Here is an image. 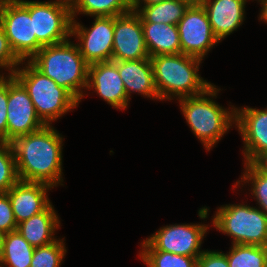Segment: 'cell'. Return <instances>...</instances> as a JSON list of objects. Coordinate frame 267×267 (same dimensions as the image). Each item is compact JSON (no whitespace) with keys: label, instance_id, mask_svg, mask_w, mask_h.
I'll return each instance as SVG.
<instances>
[{"label":"cell","instance_id":"9a60e30c","mask_svg":"<svg viewBox=\"0 0 267 267\" xmlns=\"http://www.w3.org/2000/svg\"><path fill=\"white\" fill-rule=\"evenodd\" d=\"M91 88L113 108L125 110L128 107L130 100L119 75L117 61L89 65L86 90H92Z\"/></svg>","mask_w":267,"mask_h":267},{"label":"cell","instance_id":"74e56055","mask_svg":"<svg viewBox=\"0 0 267 267\" xmlns=\"http://www.w3.org/2000/svg\"><path fill=\"white\" fill-rule=\"evenodd\" d=\"M18 0H0V4H3V3H10V2H16Z\"/></svg>","mask_w":267,"mask_h":267},{"label":"cell","instance_id":"7402d4cb","mask_svg":"<svg viewBox=\"0 0 267 267\" xmlns=\"http://www.w3.org/2000/svg\"><path fill=\"white\" fill-rule=\"evenodd\" d=\"M34 249L17 230L6 233L0 267H30Z\"/></svg>","mask_w":267,"mask_h":267},{"label":"cell","instance_id":"d6a6232c","mask_svg":"<svg viewBox=\"0 0 267 267\" xmlns=\"http://www.w3.org/2000/svg\"><path fill=\"white\" fill-rule=\"evenodd\" d=\"M251 164L261 173L267 175V151L258 155Z\"/></svg>","mask_w":267,"mask_h":267},{"label":"cell","instance_id":"5bb4252c","mask_svg":"<svg viewBox=\"0 0 267 267\" xmlns=\"http://www.w3.org/2000/svg\"><path fill=\"white\" fill-rule=\"evenodd\" d=\"M236 128L242 137L244 163L267 151V108H236Z\"/></svg>","mask_w":267,"mask_h":267},{"label":"cell","instance_id":"8d00e7d4","mask_svg":"<svg viewBox=\"0 0 267 267\" xmlns=\"http://www.w3.org/2000/svg\"><path fill=\"white\" fill-rule=\"evenodd\" d=\"M61 1L72 7L76 3L77 0H61Z\"/></svg>","mask_w":267,"mask_h":267},{"label":"cell","instance_id":"e575fe53","mask_svg":"<svg viewBox=\"0 0 267 267\" xmlns=\"http://www.w3.org/2000/svg\"><path fill=\"white\" fill-rule=\"evenodd\" d=\"M165 0H132L133 6H148L156 3L163 2Z\"/></svg>","mask_w":267,"mask_h":267},{"label":"cell","instance_id":"d590c367","mask_svg":"<svg viewBox=\"0 0 267 267\" xmlns=\"http://www.w3.org/2000/svg\"><path fill=\"white\" fill-rule=\"evenodd\" d=\"M4 237H5V233L0 231V255L2 252V248H3Z\"/></svg>","mask_w":267,"mask_h":267},{"label":"cell","instance_id":"52a82bcc","mask_svg":"<svg viewBox=\"0 0 267 267\" xmlns=\"http://www.w3.org/2000/svg\"><path fill=\"white\" fill-rule=\"evenodd\" d=\"M33 18V35L42 45L65 42L71 37V6L61 0L26 1L18 0Z\"/></svg>","mask_w":267,"mask_h":267},{"label":"cell","instance_id":"5b68a950","mask_svg":"<svg viewBox=\"0 0 267 267\" xmlns=\"http://www.w3.org/2000/svg\"><path fill=\"white\" fill-rule=\"evenodd\" d=\"M13 76L27 90L36 113L45 125L62 117L71 109L78 107L79 101L64 87L38 71L28 60L22 61Z\"/></svg>","mask_w":267,"mask_h":267},{"label":"cell","instance_id":"4fadbf2b","mask_svg":"<svg viewBox=\"0 0 267 267\" xmlns=\"http://www.w3.org/2000/svg\"><path fill=\"white\" fill-rule=\"evenodd\" d=\"M150 59L139 15L135 11L116 16L112 61Z\"/></svg>","mask_w":267,"mask_h":267},{"label":"cell","instance_id":"ba28073f","mask_svg":"<svg viewBox=\"0 0 267 267\" xmlns=\"http://www.w3.org/2000/svg\"><path fill=\"white\" fill-rule=\"evenodd\" d=\"M206 224H174L161 227L141 242L142 250H160L198 258L202 240L207 234Z\"/></svg>","mask_w":267,"mask_h":267},{"label":"cell","instance_id":"4dcf8cb0","mask_svg":"<svg viewBox=\"0 0 267 267\" xmlns=\"http://www.w3.org/2000/svg\"><path fill=\"white\" fill-rule=\"evenodd\" d=\"M8 75L0 80V141L7 142Z\"/></svg>","mask_w":267,"mask_h":267},{"label":"cell","instance_id":"7c38bea8","mask_svg":"<svg viewBox=\"0 0 267 267\" xmlns=\"http://www.w3.org/2000/svg\"><path fill=\"white\" fill-rule=\"evenodd\" d=\"M44 126L27 90L13 75H8L7 143Z\"/></svg>","mask_w":267,"mask_h":267},{"label":"cell","instance_id":"9c48e42d","mask_svg":"<svg viewBox=\"0 0 267 267\" xmlns=\"http://www.w3.org/2000/svg\"><path fill=\"white\" fill-rule=\"evenodd\" d=\"M0 25L21 61H29L43 47L33 35V18L19 1L0 4Z\"/></svg>","mask_w":267,"mask_h":267},{"label":"cell","instance_id":"4316f807","mask_svg":"<svg viewBox=\"0 0 267 267\" xmlns=\"http://www.w3.org/2000/svg\"><path fill=\"white\" fill-rule=\"evenodd\" d=\"M63 239L34 249L30 267H60L66 254Z\"/></svg>","mask_w":267,"mask_h":267},{"label":"cell","instance_id":"f546056e","mask_svg":"<svg viewBox=\"0 0 267 267\" xmlns=\"http://www.w3.org/2000/svg\"><path fill=\"white\" fill-rule=\"evenodd\" d=\"M15 221L11 202L7 192H0V231L6 233L16 231Z\"/></svg>","mask_w":267,"mask_h":267},{"label":"cell","instance_id":"6da1fadb","mask_svg":"<svg viewBox=\"0 0 267 267\" xmlns=\"http://www.w3.org/2000/svg\"><path fill=\"white\" fill-rule=\"evenodd\" d=\"M63 139L52 125H45L11 141L19 180L63 185Z\"/></svg>","mask_w":267,"mask_h":267},{"label":"cell","instance_id":"30bf717a","mask_svg":"<svg viewBox=\"0 0 267 267\" xmlns=\"http://www.w3.org/2000/svg\"><path fill=\"white\" fill-rule=\"evenodd\" d=\"M181 53L201 60L220 41L214 35L206 10L200 2H192L177 24Z\"/></svg>","mask_w":267,"mask_h":267},{"label":"cell","instance_id":"8fae6325","mask_svg":"<svg viewBox=\"0 0 267 267\" xmlns=\"http://www.w3.org/2000/svg\"><path fill=\"white\" fill-rule=\"evenodd\" d=\"M93 25L88 29L72 19L71 36L79 40L80 54L90 65L97 62L112 61L115 17H94Z\"/></svg>","mask_w":267,"mask_h":267},{"label":"cell","instance_id":"ab89813d","mask_svg":"<svg viewBox=\"0 0 267 267\" xmlns=\"http://www.w3.org/2000/svg\"><path fill=\"white\" fill-rule=\"evenodd\" d=\"M3 74H4V73H2V75L0 74V80L4 77Z\"/></svg>","mask_w":267,"mask_h":267},{"label":"cell","instance_id":"277c9868","mask_svg":"<svg viewBox=\"0 0 267 267\" xmlns=\"http://www.w3.org/2000/svg\"><path fill=\"white\" fill-rule=\"evenodd\" d=\"M220 90L212 85L201 95L178 99L189 128L207 151L236 123V107L230 105L228 111L213 100Z\"/></svg>","mask_w":267,"mask_h":267},{"label":"cell","instance_id":"836d02e7","mask_svg":"<svg viewBox=\"0 0 267 267\" xmlns=\"http://www.w3.org/2000/svg\"><path fill=\"white\" fill-rule=\"evenodd\" d=\"M258 2H260L261 6V11L259 14V20H263L265 23H267V0H257Z\"/></svg>","mask_w":267,"mask_h":267},{"label":"cell","instance_id":"484cf974","mask_svg":"<svg viewBox=\"0 0 267 267\" xmlns=\"http://www.w3.org/2000/svg\"><path fill=\"white\" fill-rule=\"evenodd\" d=\"M244 171L243 175L241 176V180H238L234 188L242 184L243 186L245 183H251V195L256 199L257 204L259 205L262 211L267 214V175L258 171L251 163H244Z\"/></svg>","mask_w":267,"mask_h":267},{"label":"cell","instance_id":"f35d334b","mask_svg":"<svg viewBox=\"0 0 267 267\" xmlns=\"http://www.w3.org/2000/svg\"><path fill=\"white\" fill-rule=\"evenodd\" d=\"M192 2H200L201 0H191Z\"/></svg>","mask_w":267,"mask_h":267},{"label":"cell","instance_id":"603a6c76","mask_svg":"<svg viewBox=\"0 0 267 267\" xmlns=\"http://www.w3.org/2000/svg\"><path fill=\"white\" fill-rule=\"evenodd\" d=\"M71 10L72 19L77 14L116 17L133 11V3L132 0H77Z\"/></svg>","mask_w":267,"mask_h":267},{"label":"cell","instance_id":"44dd1931","mask_svg":"<svg viewBox=\"0 0 267 267\" xmlns=\"http://www.w3.org/2000/svg\"><path fill=\"white\" fill-rule=\"evenodd\" d=\"M191 3V0H165L148 6H133V11L141 22L177 25Z\"/></svg>","mask_w":267,"mask_h":267},{"label":"cell","instance_id":"83f0119b","mask_svg":"<svg viewBox=\"0 0 267 267\" xmlns=\"http://www.w3.org/2000/svg\"><path fill=\"white\" fill-rule=\"evenodd\" d=\"M19 181L10 143L0 141V192H7Z\"/></svg>","mask_w":267,"mask_h":267},{"label":"cell","instance_id":"d6986e66","mask_svg":"<svg viewBox=\"0 0 267 267\" xmlns=\"http://www.w3.org/2000/svg\"><path fill=\"white\" fill-rule=\"evenodd\" d=\"M60 226V219L51 203L41 213L17 224L16 230L31 246L36 248L56 241L54 232Z\"/></svg>","mask_w":267,"mask_h":267},{"label":"cell","instance_id":"e0dca14e","mask_svg":"<svg viewBox=\"0 0 267 267\" xmlns=\"http://www.w3.org/2000/svg\"><path fill=\"white\" fill-rule=\"evenodd\" d=\"M248 0H201L214 35L221 42L236 31L245 20Z\"/></svg>","mask_w":267,"mask_h":267},{"label":"cell","instance_id":"2e32d148","mask_svg":"<svg viewBox=\"0 0 267 267\" xmlns=\"http://www.w3.org/2000/svg\"><path fill=\"white\" fill-rule=\"evenodd\" d=\"M51 188L46 183L19 180L7 191L17 224L41 213L51 204L47 195Z\"/></svg>","mask_w":267,"mask_h":267},{"label":"cell","instance_id":"ffe728a7","mask_svg":"<svg viewBox=\"0 0 267 267\" xmlns=\"http://www.w3.org/2000/svg\"><path fill=\"white\" fill-rule=\"evenodd\" d=\"M150 57L180 54L181 44L177 25L141 22Z\"/></svg>","mask_w":267,"mask_h":267},{"label":"cell","instance_id":"1f68e13d","mask_svg":"<svg viewBox=\"0 0 267 267\" xmlns=\"http://www.w3.org/2000/svg\"><path fill=\"white\" fill-rule=\"evenodd\" d=\"M197 267H229V264L222 251L205 250L197 259Z\"/></svg>","mask_w":267,"mask_h":267},{"label":"cell","instance_id":"8992f818","mask_svg":"<svg viewBox=\"0 0 267 267\" xmlns=\"http://www.w3.org/2000/svg\"><path fill=\"white\" fill-rule=\"evenodd\" d=\"M242 203L219 207L212 225L230 236L232 244L267 247V214L260 208Z\"/></svg>","mask_w":267,"mask_h":267},{"label":"cell","instance_id":"cb8c5ba5","mask_svg":"<svg viewBox=\"0 0 267 267\" xmlns=\"http://www.w3.org/2000/svg\"><path fill=\"white\" fill-rule=\"evenodd\" d=\"M225 253L229 267H267V247L232 244Z\"/></svg>","mask_w":267,"mask_h":267},{"label":"cell","instance_id":"f1b7e54d","mask_svg":"<svg viewBox=\"0 0 267 267\" xmlns=\"http://www.w3.org/2000/svg\"><path fill=\"white\" fill-rule=\"evenodd\" d=\"M20 64L22 61L11 49L5 30L0 25V69H7L8 75H13Z\"/></svg>","mask_w":267,"mask_h":267},{"label":"cell","instance_id":"d4e9b609","mask_svg":"<svg viewBox=\"0 0 267 267\" xmlns=\"http://www.w3.org/2000/svg\"><path fill=\"white\" fill-rule=\"evenodd\" d=\"M139 257L148 267H197L195 257L160 250H140Z\"/></svg>","mask_w":267,"mask_h":267},{"label":"cell","instance_id":"ac0fdd59","mask_svg":"<svg viewBox=\"0 0 267 267\" xmlns=\"http://www.w3.org/2000/svg\"><path fill=\"white\" fill-rule=\"evenodd\" d=\"M117 68L129 100L132 92L159 100L150 59L117 61Z\"/></svg>","mask_w":267,"mask_h":267},{"label":"cell","instance_id":"7a4b0ae2","mask_svg":"<svg viewBox=\"0 0 267 267\" xmlns=\"http://www.w3.org/2000/svg\"><path fill=\"white\" fill-rule=\"evenodd\" d=\"M159 100H178L203 94L213 84L199 73L201 59L185 54L150 57ZM200 75V76H199Z\"/></svg>","mask_w":267,"mask_h":267},{"label":"cell","instance_id":"3957f363","mask_svg":"<svg viewBox=\"0 0 267 267\" xmlns=\"http://www.w3.org/2000/svg\"><path fill=\"white\" fill-rule=\"evenodd\" d=\"M29 62L42 74L68 90L79 102L87 88L89 64L70 39L43 46Z\"/></svg>","mask_w":267,"mask_h":267}]
</instances>
